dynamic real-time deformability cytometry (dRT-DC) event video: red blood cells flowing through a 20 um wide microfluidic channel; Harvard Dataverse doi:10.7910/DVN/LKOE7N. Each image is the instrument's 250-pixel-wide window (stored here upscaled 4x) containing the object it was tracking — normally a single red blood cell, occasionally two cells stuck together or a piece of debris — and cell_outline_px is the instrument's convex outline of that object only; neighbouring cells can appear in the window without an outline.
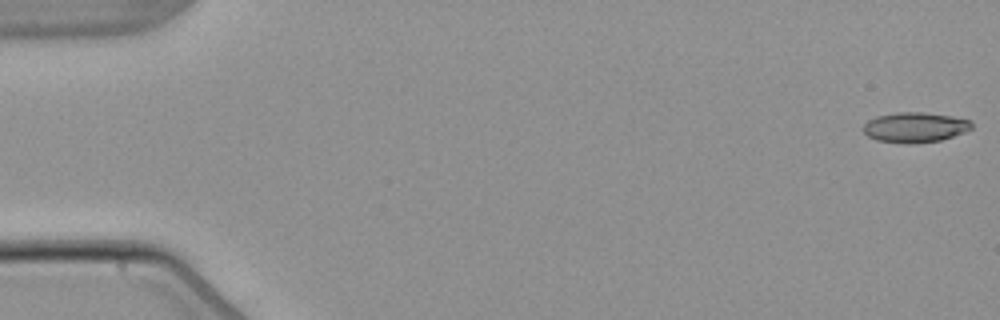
{"species": "common noctule bat (a hibernating species)", "species_latin": "Nyctalus noctula", "temperature_condition": "warm", "stored_images_in_passage": 4, "camera_frame_rate_fps": 3000, "um_per_image_px": 0.085, "animal": {"sex": "male", "body_mass_g": 21.5, "forearm_length_mm": 52.0}, "frame": {"image": 1, "passage_image": 1, "time_ms": 0.0, "image_size_px": [1000, 320], "cell_outline_px": [[972, 128], [964, 132], [940, 140], [912, 144], [876, 140], [868, 136], [864, 132], [864, 124], [868, 120], [876, 116], [896, 112], [920, 112], [952, 116], [972, 120]], "centroid_in_image_um": [77.77, 10.81], "position_along_channel_um": 7.2, "area_um2": 18.96}}
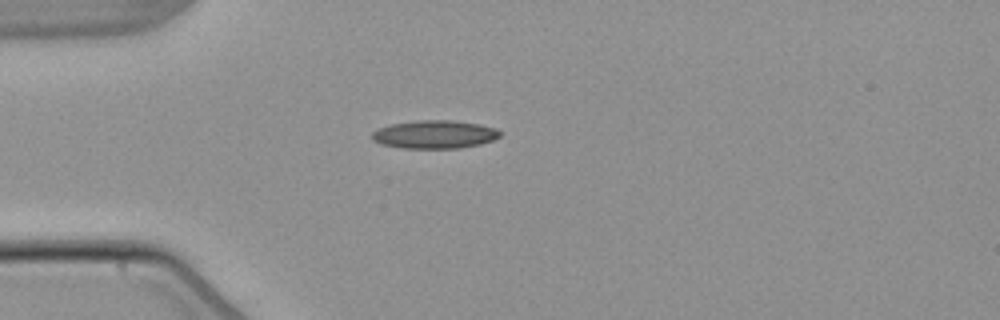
{"frame": {"image": 2, "passage_image": 4, "time_ms": 4.667, "image_size_px": [1000, 320], "cell_outline_px": [[500, 136], [492, 140], [480, 144], [460, 148], [400, 148], [380, 144], [372, 140], [372, 132], [380, 128], [392, 124], [416, 120], [452, 120], [480, 124], [496, 128], [500, 132]], "centroid_in_image_um": [36.93, 11.42], "position_along_channel_um": 48.1, "area_um2": 21.04}}